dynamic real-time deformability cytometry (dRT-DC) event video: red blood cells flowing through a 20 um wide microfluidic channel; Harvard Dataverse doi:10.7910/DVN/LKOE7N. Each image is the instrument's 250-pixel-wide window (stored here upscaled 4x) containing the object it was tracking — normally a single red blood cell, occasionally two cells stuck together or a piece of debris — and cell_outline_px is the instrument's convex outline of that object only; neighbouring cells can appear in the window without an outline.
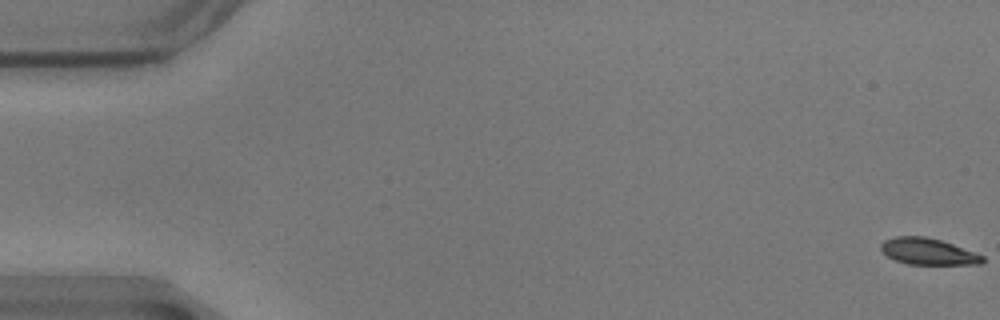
{"species": "common noctule bat (a hibernating species)", "species_latin": "Nyctalus noctula", "temperature_condition": "warm", "stored_images_in_passage": 29, "camera_frame_rate_fps": 3000, "um_per_image_px": 0.085, "animal": {"sex": "male", "body_mass_g": 17.9}, "frame": {"image": 1, "passage_image": 1, "time_ms": 0.0, "image_size_px": [1000, 320], "cell_outline_px": [[984, 260], [980, 264], [908, 264], [896, 260], [888, 256], [880, 248], [880, 244], [884, 240], [896, 236], [924, 236], [940, 240], [952, 244], [984, 256]], "centroid_in_image_um": [78.86, 21.37], "position_along_channel_um": 6.1, "area_um2": 15.43}}
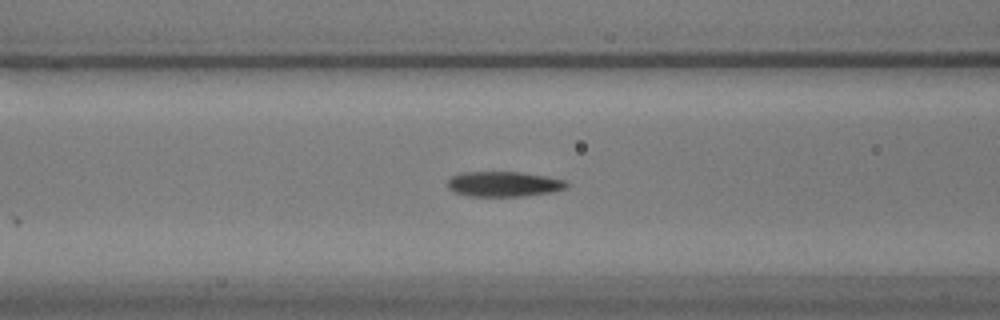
{"frame": {"image": 2, "passage_image": 24, "time_ms": 7.667, "image_size_px": [1000, 320], "cell_outline_px": [[568, 188], [552, 192], [520, 196], [468, 196], [452, 192], [448, 188], [448, 180], [452, 176], [460, 172], [520, 172], [548, 176], [568, 180]], "centroid_in_image_um": [42.84, 15.64], "position_along_channel_um": 123.8, "area_um2": 17.69}}
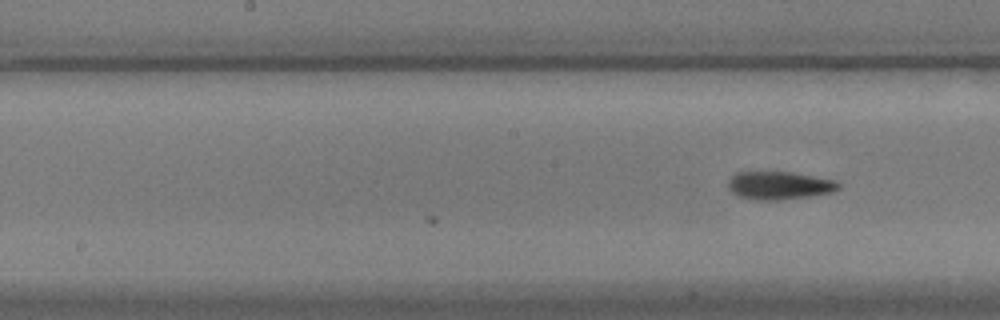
{"frame": {"image": 3, "passage_image": 29, "time_ms": 9.333, "image_size_px": [1000, 320], "cell_outline_px": [[840, 188], [832, 192], [808, 196], [780, 200], [756, 200], [736, 196], [728, 188], [728, 180], [736, 172], [792, 172], [836, 180], [840, 184]], "centroid_in_image_um": [66.22, 15.76], "position_along_channel_um": 182.0, "area_um2": 18.09}}